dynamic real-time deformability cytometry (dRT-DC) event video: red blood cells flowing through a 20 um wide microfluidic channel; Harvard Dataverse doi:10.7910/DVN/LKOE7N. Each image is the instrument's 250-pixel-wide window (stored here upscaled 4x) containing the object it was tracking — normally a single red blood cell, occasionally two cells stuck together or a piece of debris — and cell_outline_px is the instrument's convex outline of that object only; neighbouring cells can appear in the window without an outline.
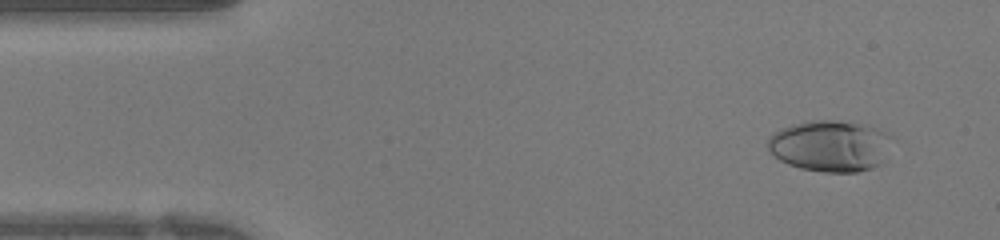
{"species": "human", "species_latin": "Homo sapiens", "temperature_condition": "warm", "stored_images_in_passage": 41, "camera_frame_rate_fps": 3000, "um_per_image_px": 0.085, "donor": {"sex": "female"}, "frame": {"image": 1, "passage_image": 3, "time_ms": 0.667, "image_size_px": [1000, 240], "cell_outline_px": [[884, 164], [872, 168], [856, 172], [824, 172], [800, 168], [788, 164], [780, 160], [768, 148], [768, 136], [780, 128], [792, 124], [808, 120], [832, 120], [868, 124], [876, 128], [880, 132]], "centroid_in_image_um": [70.41, 12.4], "position_along_channel_um": 14.6, "area_um2": 36.07}}
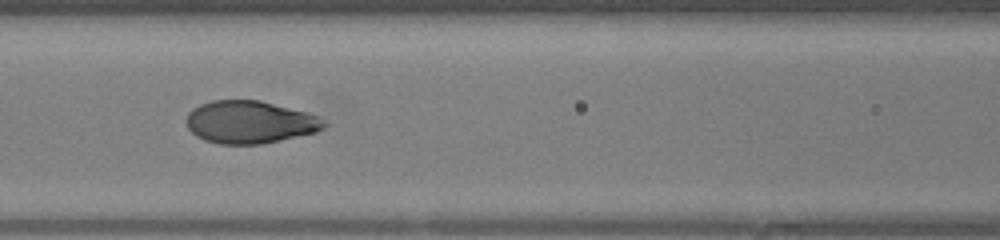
{"frame": {"image": 2, "passage_image": 17, "time_ms": 5.333, "image_size_px": [1000, 240], "cell_outline_px": [[328, 124], [324, 128], [316, 132], [280, 140], [260, 144], [220, 144], [204, 140], [196, 136], [188, 128], [188, 112], [192, 108], [200, 104], [212, 100], [260, 100], [304, 112], [316, 116]], "centroid_in_image_um": [21.21, 10.38], "position_along_channel_um": 145.4, "area_um2": 33.87}}
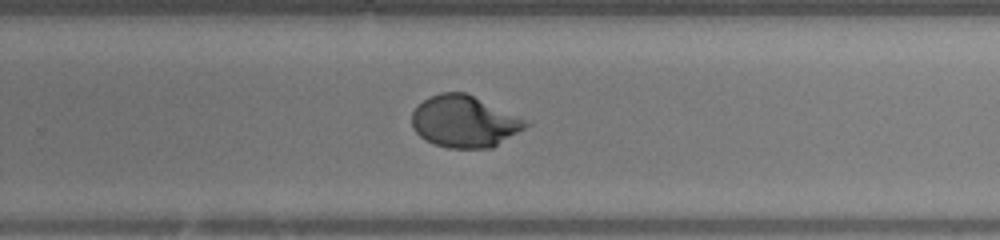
{"frame": {"image": 3, "passage_image": 26, "time_ms": 8.333, "image_size_px": [1000, 240], "cell_outline_px": [[532, 124], [492, 148], [448, 148], [432, 144], [424, 140], [412, 128], [412, 112], [416, 104], [440, 92], [464, 92], [524, 120]], "centroid_in_image_um": [39.4, 10.35], "position_along_channel_um": 290.4, "area_um2": 33.99}}